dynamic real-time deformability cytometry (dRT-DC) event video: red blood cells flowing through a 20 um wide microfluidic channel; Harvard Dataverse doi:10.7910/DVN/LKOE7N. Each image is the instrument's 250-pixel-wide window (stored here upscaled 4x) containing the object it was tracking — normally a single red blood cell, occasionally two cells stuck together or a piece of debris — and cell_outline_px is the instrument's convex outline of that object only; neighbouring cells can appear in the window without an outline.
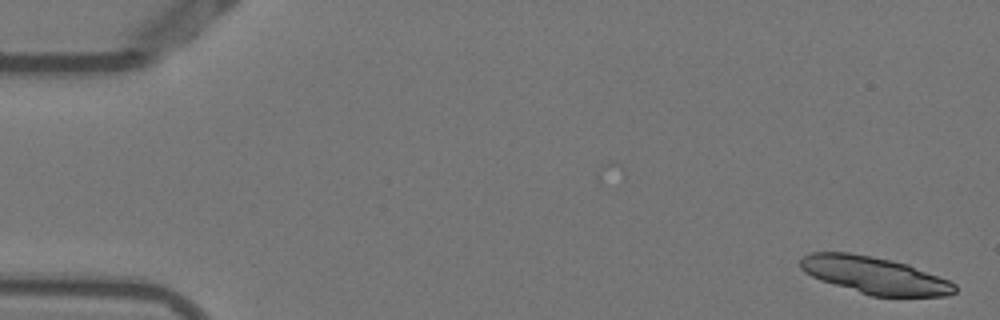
{"species": "Egyptian fruit bat (a non-hibernating species)", "species_latin": "Rousettus aegyptiacus", "temperature_condition": "warm", "stored_images_in_passage": 54, "camera_frame_rate_fps": 3000, "um_per_image_px": 0.085, "animal": {"sex": "female"}, "frame": {"image": 1, "passage_image": 1, "time_ms": 0.0, "image_size_px": [1000, 320], "cell_outline_px": [[956, 292], [944, 296], [872, 296], [820, 280], [804, 272], [800, 268], [800, 260], [804, 256], [812, 252], [848, 252], [872, 256], [892, 260], [908, 264], [948, 280], [956, 284]], "centroid_in_image_um": [74.33, 23.39], "position_along_channel_um": 10.7, "area_um2": 33.18}}
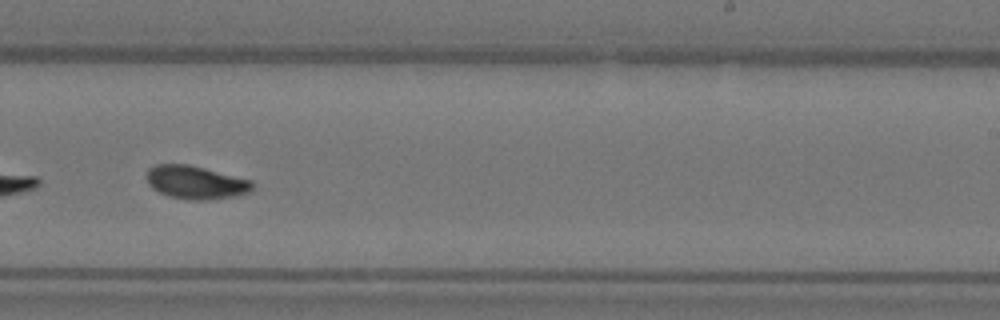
{"frame": {"image": 2, "passage_image": 33, "time_ms": 10.667, "image_size_px": [1000, 320], "cell_outline_px": [[252, 188], [248, 192], [236, 196], [204, 200], [192, 200], [168, 196], [152, 188], [148, 184], [144, 176], [148, 168], [156, 164], [188, 164], [252, 180]], "centroid_in_image_um": [16.58, 15.49], "position_along_channel_um": 272.4, "area_um2": 20.52}}
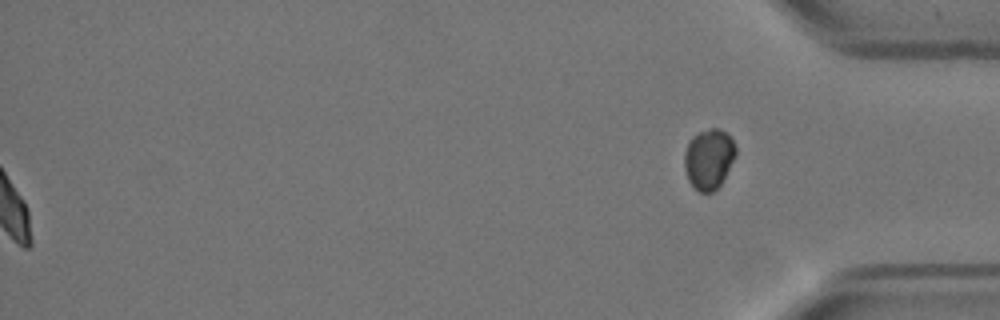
{"frame": {"image": 3, "passage_image": 54, "time_ms": 17.667, "image_size_px": [1000, 320], "cell_outline_px": [[736, 156], [720, 184], [712, 192], [700, 192], [688, 180], [684, 168], [684, 152], [688, 140], [692, 136], [708, 128], [720, 128], [732, 140], [736, 148]], "centroid_in_image_um": [60.23, 13.49], "position_along_channel_um": 375.0, "area_um2": 17.98}, "authors_computed_cell_mechanics": {"area_um2": 20.0277, "velocity_mm_per_s": 3.8082, "shape_relaxation_time_tau1_ms": 3.2626, "shape_relaxation_time_tau2_ms": 3.2584, "deformation_change_tau1": 0.146, "deformation_change_tau2": 0.0778}}